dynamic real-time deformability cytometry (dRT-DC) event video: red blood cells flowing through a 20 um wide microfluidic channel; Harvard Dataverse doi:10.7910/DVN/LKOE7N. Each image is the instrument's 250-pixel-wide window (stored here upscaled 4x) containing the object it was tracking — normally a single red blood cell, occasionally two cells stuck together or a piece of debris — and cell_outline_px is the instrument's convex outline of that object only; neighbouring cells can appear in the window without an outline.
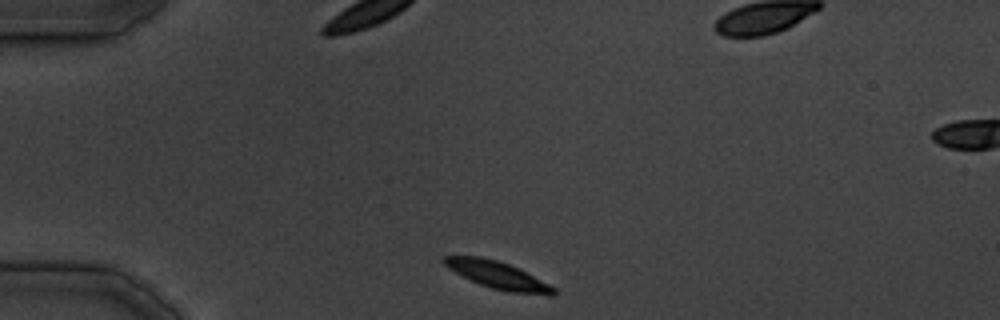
{"species": "common noctule bat (a hibernating species)", "species_latin": "Nyctalus noctula", "temperature_condition": "cold", "stored_images_in_passage": 7, "camera_frame_rate_fps": 3000, "um_per_image_px": 0.085, "animal": {"sex": "male", "body_mass_g": 19.5, "forearm_length_mm": 54.6}, "frame": {"image": 1, "passage_image": 1, "time_ms": 0.0, "image_size_px": [1000, 320], "cell_outline_px": [[556, 292], [552, 296], [548, 296], [508, 292], [492, 288], [480, 284], [448, 268], [440, 260], [444, 256], [480, 256], [496, 260], [508, 264], [556, 288]], "centroid_in_image_um": [42.3, 23.4], "position_along_channel_um": 42.7, "area_um2": 17.11}}